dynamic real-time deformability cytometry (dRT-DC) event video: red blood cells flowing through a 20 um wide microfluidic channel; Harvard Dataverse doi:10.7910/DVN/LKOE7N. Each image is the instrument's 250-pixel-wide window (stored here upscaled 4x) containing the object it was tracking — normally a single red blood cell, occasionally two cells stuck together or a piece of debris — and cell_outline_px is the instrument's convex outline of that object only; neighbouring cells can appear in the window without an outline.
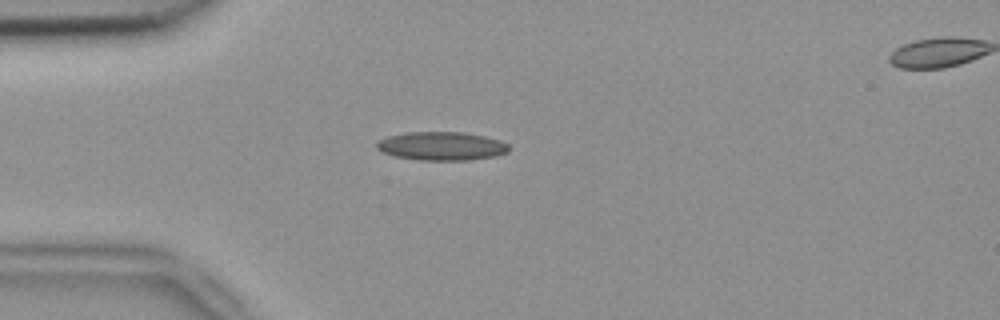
{"species": "common noctule bat (a hibernating species)", "species_latin": "Nyctalus noctula", "temperature_condition": "room temperature", "stored_images_in_passage": 38, "camera_frame_rate_fps": 3000, "um_per_image_px": 0.085, "animal": {"sex": "female", "body_mass_g": 18.4}, "frame": {"image": 1, "passage_image": 3, "time_ms": 0.667, "image_size_px": [1000, 320], "cell_outline_px": [[508, 152], [496, 156], [468, 160], [420, 160], [396, 156], [384, 152], [376, 148], [376, 144], [380, 140], [388, 136], [408, 132], [464, 132], [484, 136], [500, 140], [508, 144]], "centroid_in_image_um": [37.56, 12.41], "position_along_channel_um": 47.4, "area_um2": 21.85}}
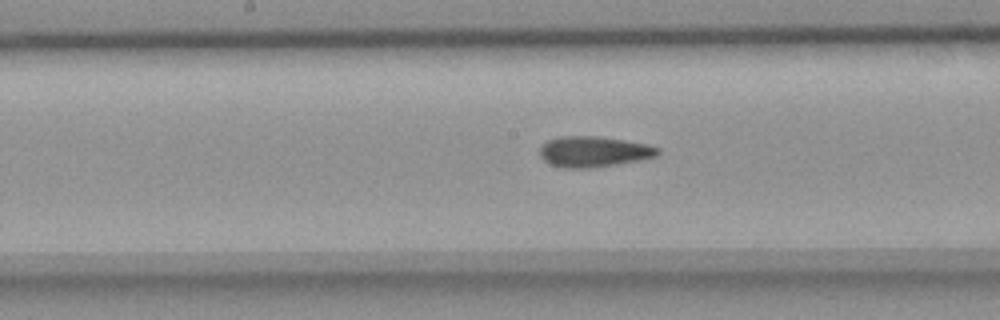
{"frame": {"image": 2, "passage_image": 16, "time_ms": 5.0, "image_size_px": [1000, 320], "cell_outline_px": [[660, 152], [656, 156], [616, 164], [592, 168], [560, 168], [544, 160], [540, 156], [540, 144], [548, 140], [560, 136], [596, 136], [624, 140], [648, 144], [660, 148]], "centroid_in_image_um": [50.43, 12.88], "position_along_channel_um": 197.8, "area_um2": 21.1}}
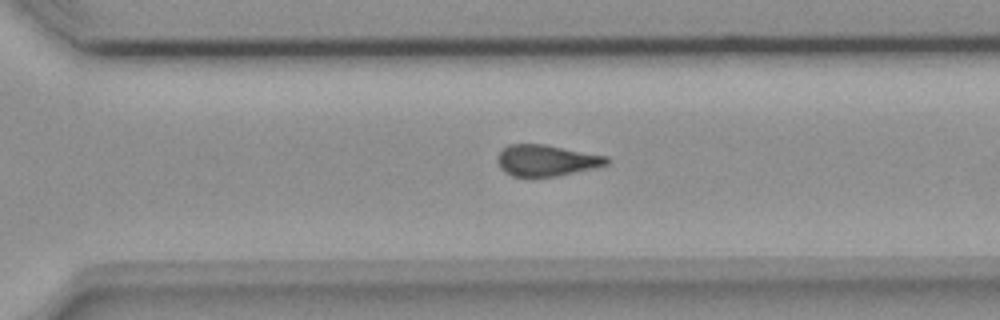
{"frame": {"image": 3, "passage_image": 26, "time_ms": 8.333, "image_size_px": [1000, 320], "cell_outline_px": [[612, 160], [608, 164], [592, 168], [556, 176], [532, 180], [512, 176], [504, 172], [500, 168], [496, 160], [500, 152], [508, 144], [544, 144], [608, 156]], "centroid_in_image_um": [46.41, 13.67], "position_along_channel_um": 324.2, "area_um2": 20.46}, "authors_computed_cell_mechanics": {"area_um2": 20.6635, "velocity_mm_per_s": 3.802, "shape_relaxation_time_tau1_ms": null, "shape_relaxation_time_tau2_ms": 2.7048, "deformation_change_tau1": null, "deformation_change_tau2": 0.1184}}